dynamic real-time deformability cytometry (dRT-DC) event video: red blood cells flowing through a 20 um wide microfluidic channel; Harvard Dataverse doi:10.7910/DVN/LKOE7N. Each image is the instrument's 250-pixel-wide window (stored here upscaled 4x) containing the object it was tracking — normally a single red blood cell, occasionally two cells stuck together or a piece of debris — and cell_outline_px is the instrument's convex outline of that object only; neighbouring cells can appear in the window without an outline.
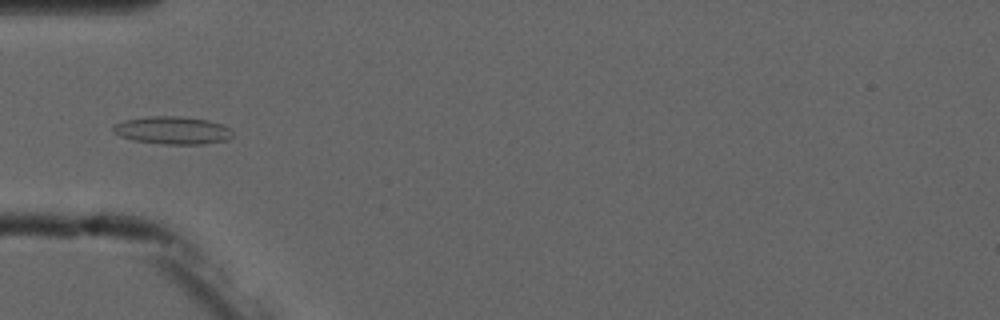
{"species": "common noctule bat (a hibernating species)", "species_latin": "Nyctalus noctula", "temperature_condition": "cold", "stored_images_in_passage": 5, "camera_frame_rate_fps": 3000, "um_per_image_px": 0.085, "animal": {"sex": "male", "forearm_length_mm": 52.5}, "frame": {"image": 1, "passage_image": 4, "time_ms": 3.333, "image_size_px": [1000, 320], "cell_outline_px": [[232, 136], [228, 140], [204, 144], [160, 144], [136, 140], [120, 136], [112, 132], [112, 128], [116, 124], [124, 120], [148, 116], [180, 116], [208, 120], [220, 124], [228, 128], [232, 132]], "centroid_in_image_um": [14.66, 11.08], "position_along_channel_um": 70.3, "area_um2": 19.25}}
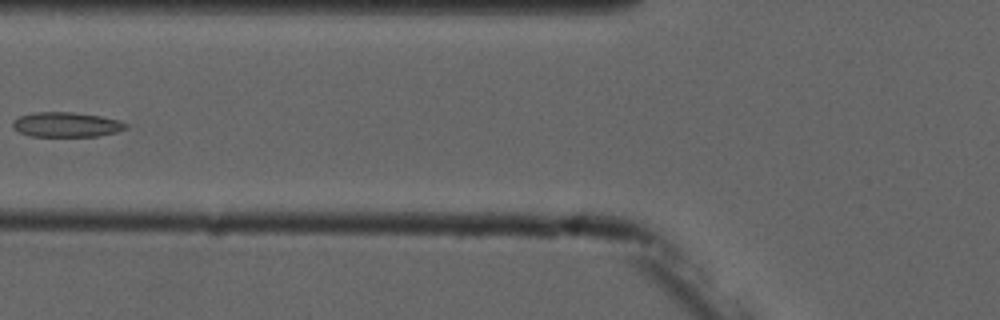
{"frame": {"image": 2, "passage_image": 5, "time_ms": 4.667, "image_size_px": [1000, 320], "cell_outline_px": [[128, 128], [116, 132], [100, 136], [32, 136], [20, 132], [12, 128], [12, 120], [20, 116], [36, 112], [72, 112], [100, 116], [120, 120], [128, 124]], "centroid_in_image_um": [5.66, 10.59], "position_along_channel_um": 120.1, "area_um2": 16.42}}